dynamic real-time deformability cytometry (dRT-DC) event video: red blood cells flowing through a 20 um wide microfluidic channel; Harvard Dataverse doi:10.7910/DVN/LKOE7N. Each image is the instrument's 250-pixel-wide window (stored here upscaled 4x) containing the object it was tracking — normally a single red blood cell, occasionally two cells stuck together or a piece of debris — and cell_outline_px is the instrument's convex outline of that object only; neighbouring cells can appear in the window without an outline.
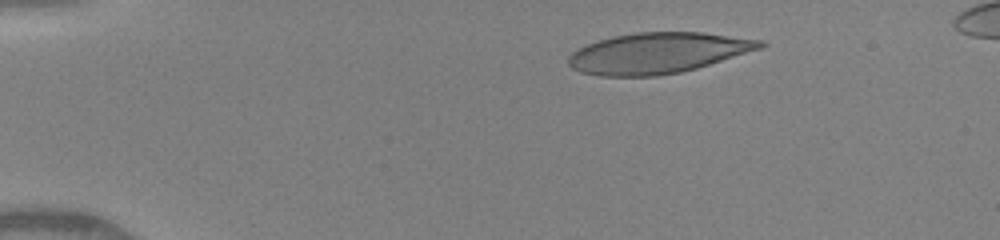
{"species": "human", "species_latin": "Homo sapiens", "temperature_condition": "warm", "stored_images_in_passage": 12, "camera_frame_rate_fps": 3000, "um_per_image_px": 0.085, "donor": {"sex": "female"}, "frame": {"image": 1, "passage_image": 1, "time_ms": 0.0, "image_size_px": [1000, 240], "cell_outline_px": [[768, 44], [760, 48], [696, 68], [680, 72], [656, 76], [600, 76], [580, 72], [572, 68], [568, 64], [568, 56], [572, 52], [596, 40], [612, 36], [636, 32], [704, 32], [760, 40]], "centroid_in_image_um": [55.86, 4.5], "position_along_channel_um": 29.1, "area_um2": 45.26}}